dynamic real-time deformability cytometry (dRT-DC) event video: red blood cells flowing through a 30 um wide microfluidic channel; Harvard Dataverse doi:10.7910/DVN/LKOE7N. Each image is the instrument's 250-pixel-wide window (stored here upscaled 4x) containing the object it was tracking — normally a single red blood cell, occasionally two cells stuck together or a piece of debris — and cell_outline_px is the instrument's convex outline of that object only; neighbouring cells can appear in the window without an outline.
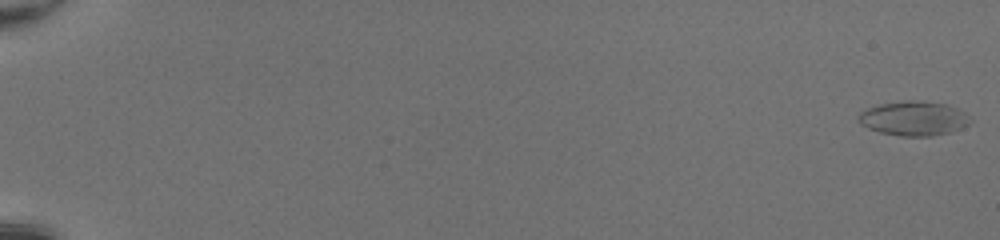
{"species": "common noctule bat (a hibernating species)", "species_latin": "Nyctalus noctula", "temperature_condition": "room temperature", "stored_images_in_passage": 52, "camera_frame_rate_fps": 3000, "um_per_image_px": 0.085, "animal": {"sex": "female", "body_mass_g": 20.0, "forearm_length_mm": 54.0}, "frame": {"image": 1, "passage_image": 1, "time_ms": 0.0, "image_size_px": [1000, 240], "cell_outline_px": [[972, 120], [968, 124], [960, 128], [948, 132], [932, 136], [900, 136], [880, 132], [868, 128], [860, 124], [856, 120], [856, 116], [860, 112], [868, 108], [880, 104], [908, 100], [924, 100], [944, 104], [960, 108]], "centroid_in_image_um": [77.64, 10.05], "position_along_channel_um": 7.4, "area_um2": 22.54}}
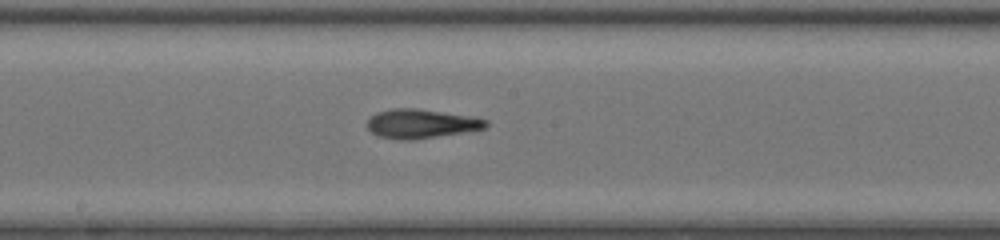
{"frame": {"image": 2, "passage_image": 31, "time_ms": 10.0, "image_size_px": [1000, 240], "cell_outline_px": [[488, 128], [416, 140], [396, 140], [380, 136], [372, 132], [364, 124], [376, 112], [392, 108], [416, 108], [480, 116], [488, 120]], "centroid_in_image_um": [35.86, 10.5], "position_along_channel_um": 212.3, "area_um2": 20.75}}
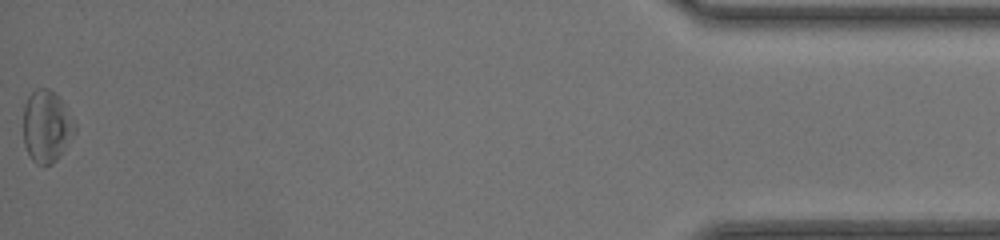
{"frame": {"image": 3, "passage_image": 52, "time_ms": 17.0, "image_size_px": [1000, 240], "cell_outline_px": [[76, 132], [60, 156], [52, 164], [36, 164], [32, 160], [24, 144], [24, 104], [28, 96], [36, 88], [48, 88], [64, 104], [76, 124]], "centroid_in_image_um": [3.96, 10.75], "position_along_channel_um": 431.2, "area_um2": 21.5}, "authors_computed_cell_mechanics": {"area_um2": 20.2878, "velocity_mm_per_s": 4.2802, "shape_relaxation_time_tau1_ms": 5.5888, "shape_relaxation_time_tau2_ms": 2.1423, "deformation_change_tau1": 0.1913, "deformation_change_tau2": 0.0982}}